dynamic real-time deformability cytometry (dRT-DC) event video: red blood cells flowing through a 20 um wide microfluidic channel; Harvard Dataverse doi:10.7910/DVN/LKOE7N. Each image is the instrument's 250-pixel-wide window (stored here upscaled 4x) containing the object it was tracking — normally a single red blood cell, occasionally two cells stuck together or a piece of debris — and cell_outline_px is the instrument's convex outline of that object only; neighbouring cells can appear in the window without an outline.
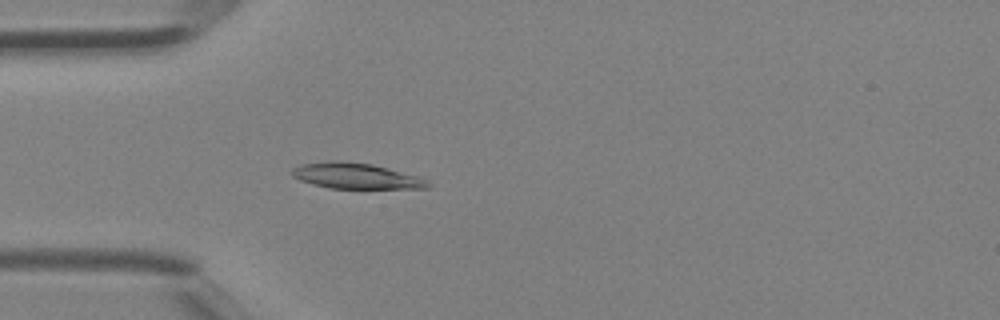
{"species": "Egyptian fruit bat (a non-hibernating species)", "species_latin": "Rousettus aegyptiacus", "temperature_condition": "room temperature", "stored_images_in_passage": 41, "camera_frame_rate_fps": 3000, "um_per_image_px": 0.085, "animal": {"sex": "female"}, "frame": {"image": 1, "passage_image": 12, "time_ms": 3.667, "image_size_px": [1000, 320], "cell_outline_px": [[432, 184], [428, 188], [328, 188], [312, 184], [300, 180], [292, 176], [288, 172], [292, 168], [300, 164], [328, 160], [340, 160], [372, 164], [416, 176], [428, 180]], "centroid_in_image_um": [30.18, 14.94], "position_along_channel_um": 54.8, "area_um2": 20.46}}
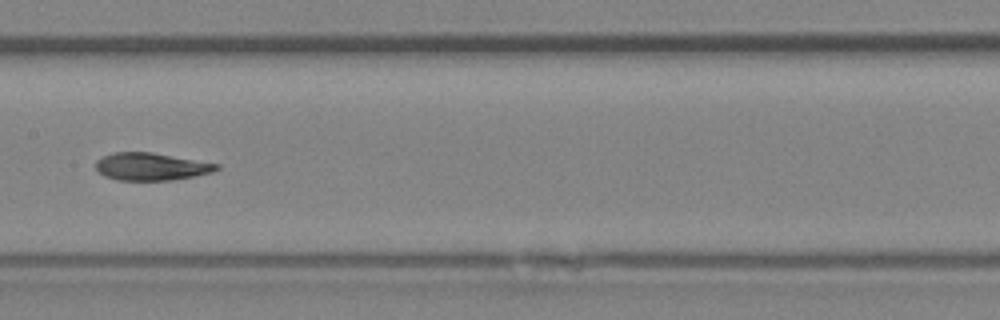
{"frame": {"image": 2, "passage_image": 21, "time_ms": 6.667, "image_size_px": [1000, 320], "cell_outline_px": [[220, 168], [212, 172], [172, 180], [116, 180], [104, 176], [96, 168], [96, 160], [112, 152], [152, 152], [220, 164]], "centroid_in_image_um": [12.84, 14.15], "position_along_channel_um": 194.6, "area_um2": 19.31}}
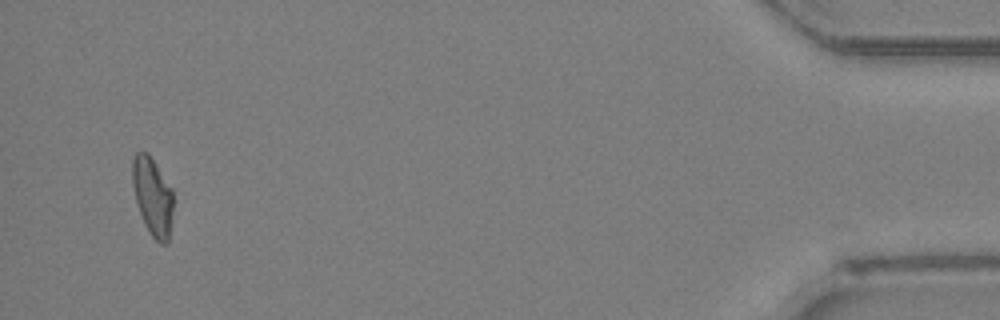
{"frame": {"image": 3, "passage_image": 40, "time_ms": 13.0, "image_size_px": [1000, 320], "cell_outline_px": [[172, 220], [168, 240], [164, 244], [160, 244], [152, 236], [144, 224], [136, 204], [132, 184], [132, 156], [136, 152], [148, 152], [172, 188]], "centroid_in_image_um": [12.95, 16.68], "position_along_channel_um": 422.3, "area_um2": 18.73}}